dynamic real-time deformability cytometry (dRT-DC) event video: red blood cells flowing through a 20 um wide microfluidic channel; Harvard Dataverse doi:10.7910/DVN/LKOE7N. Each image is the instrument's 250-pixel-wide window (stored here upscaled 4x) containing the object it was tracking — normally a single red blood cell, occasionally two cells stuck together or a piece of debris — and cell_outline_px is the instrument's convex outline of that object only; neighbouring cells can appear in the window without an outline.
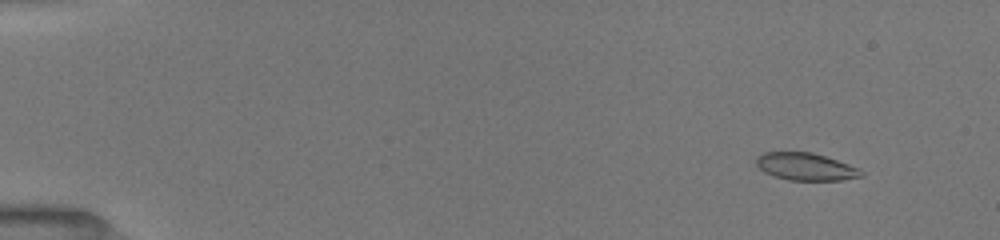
{"species": "common noctule bat (a hibernating species)", "species_latin": "Nyctalus noctula", "temperature_condition": "room temperature", "stored_images_in_passage": 33, "camera_frame_rate_fps": 3000, "um_per_image_px": 0.085, "animal": {"sex": "female", "body_mass_g": 19.5, "forearm_length_mm": 54.1}, "frame": {"image": 1, "passage_image": 4, "time_ms": 1.333, "image_size_px": [1000, 240], "cell_outline_px": [[864, 176], [840, 180], [788, 180], [772, 176], [764, 172], [756, 164], [756, 156], [764, 152], [812, 152], [860, 168], [864, 172]], "centroid_in_image_um": [68.48, 14.17], "position_along_channel_um": 16.5, "area_um2": 16.82}}
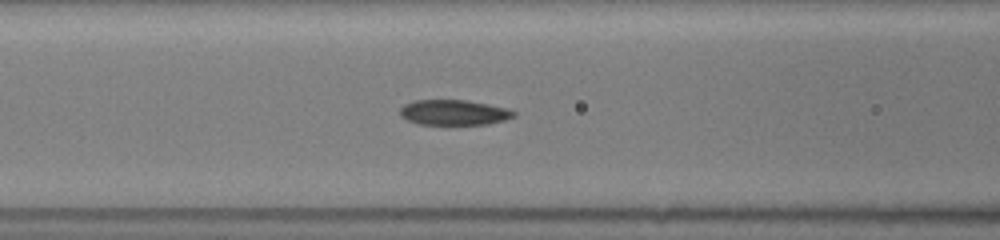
{"frame": {"image": 2, "passage_image": 19, "time_ms": 7.333, "image_size_px": [1000, 240], "cell_outline_px": [[516, 116], [504, 120], [488, 124], [416, 124], [400, 116], [400, 108], [404, 104], [412, 100], [464, 100], [488, 104], [508, 108], [516, 112]], "centroid_in_image_um": [38.57, 9.55], "position_along_channel_um": 128.0, "area_um2": 16.82}}
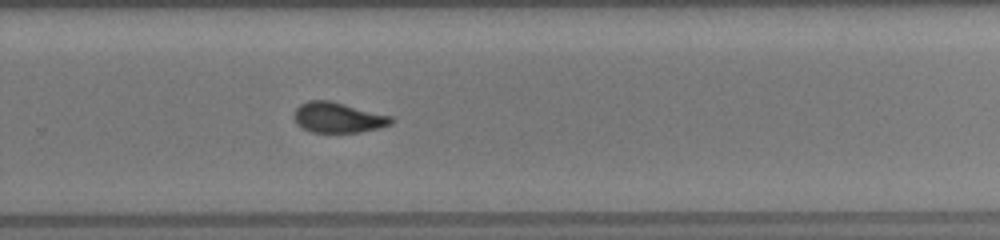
{"frame": {"image": 3, "passage_image": 33, "time_ms": 11.667, "image_size_px": [1000, 240], "cell_outline_px": [[396, 120], [392, 124], [360, 132], [312, 132], [296, 124], [292, 116], [296, 108], [300, 104], [308, 100], [332, 100], [392, 116]], "centroid_in_image_um": [28.73, 9.97], "position_along_channel_um": 301.1, "area_um2": 17.4}}